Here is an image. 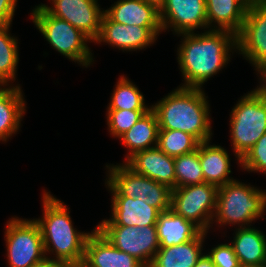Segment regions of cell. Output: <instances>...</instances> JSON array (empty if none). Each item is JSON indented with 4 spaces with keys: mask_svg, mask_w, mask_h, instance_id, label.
Here are the masks:
<instances>
[{
    "mask_svg": "<svg viewBox=\"0 0 266 267\" xmlns=\"http://www.w3.org/2000/svg\"><path fill=\"white\" fill-rule=\"evenodd\" d=\"M31 19L44 39L60 54L86 68L93 64V53L87 43L93 42L68 21L48 13L40 4L31 11Z\"/></svg>",
    "mask_w": 266,
    "mask_h": 267,
    "instance_id": "5",
    "label": "cell"
},
{
    "mask_svg": "<svg viewBox=\"0 0 266 267\" xmlns=\"http://www.w3.org/2000/svg\"><path fill=\"white\" fill-rule=\"evenodd\" d=\"M114 22L141 27H161L159 8L143 0H117L104 10Z\"/></svg>",
    "mask_w": 266,
    "mask_h": 267,
    "instance_id": "18",
    "label": "cell"
},
{
    "mask_svg": "<svg viewBox=\"0 0 266 267\" xmlns=\"http://www.w3.org/2000/svg\"><path fill=\"white\" fill-rule=\"evenodd\" d=\"M149 110H107L110 135L118 139L124 135Z\"/></svg>",
    "mask_w": 266,
    "mask_h": 267,
    "instance_id": "30",
    "label": "cell"
},
{
    "mask_svg": "<svg viewBox=\"0 0 266 267\" xmlns=\"http://www.w3.org/2000/svg\"><path fill=\"white\" fill-rule=\"evenodd\" d=\"M106 188L112 196L140 198L160 212L171 209L172 189L151 178L134 172L124 162L117 165H106Z\"/></svg>",
    "mask_w": 266,
    "mask_h": 267,
    "instance_id": "7",
    "label": "cell"
},
{
    "mask_svg": "<svg viewBox=\"0 0 266 267\" xmlns=\"http://www.w3.org/2000/svg\"><path fill=\"white\" fill-rule=\"evenodd\" d=\"M162 31L194 33L196 29H208L206 0H164L159 7ZM173 29V30H172Z\"/></svg>",
    "mask_w": 266,
    "mask_h": 267,
    "instance_id": "12",
    "label": "cell"
},
{
    "mask_svg": "<svg viewBox=\"0 0 266 267\" xmlns=\"http://www.w3.org/2000/svg\"><path fill=\"white\" fill-rule=\"evenodd\" d=\"M18 0H0V24H12Z\"/></svg>",
    "mask_w": 266,
    "mask_h": 267,
    "instance_id": "33",
    "label": "cell"
},
{
    "mask_svg": "<svg viewBox=\"0 0 266 267\" xmlns=\"http://www.w3.org/2000/svg\"><path fill=\"white\" fill-rule=\"evenodd\" d=\"M32 267H68V266L62 262L50 258H45L44 260L36 263Z\"/></svg>",
    "mask_w": 266,
    "mask_h": 267,
    "instance_id": "35",
    "label": "cell"
},
{
    "mask_svg": "<svg viewBox=\"0 0 266 267\" xmlns=\"http://www.w3.org/2000/svg\"><path fill=\"white\" fill-rule=\"evenodd\" d=\"M250 2L251 0H206L208 28L228 30L237 35L242 29Z\"/></svg>",
    "mask_w": 266,
    "mask_h": 267,
    "instance_id": "19",
    "label": "cell"
},
{
    "mask_svg": "<svg viewBox=\"0 0 266 267\" xmlns=\"http://www.w3.org/2000/svg\"><path fill=\"white\" fill-rule=\"evenodd\" d=\"M156 228L160 247H171L191 241L202 232L191 221L171 209L159 214Z\"/></svg>",
    "mask_w": 266,
    "mask_h": 267,
    "instance_id": "24",
    "label": "cell"
},
{
    "mask_svg": "<svg viewBox=\"0 0 266 267\" xmlns=\"http://www.w3.org/2000/svg\"><path fill=\"white\" fill-rule=\"evenodd\" d=\"M257 74L260 76V84L252 91L259 97L266 99V62L254 67Z\"/></svg>",
    "mask_w": 266,
    "mask_h": 267,
    "instance_id": "34",
    "label": "cell"
},
{
    "mask_svg": "<svg viewBox=\"0 0 266 267\" xmlns=\"http://www.w3.org/2000/svg\"><path fill=\"white\" fill-rule=\"evenodd\" d=\"M230 138L233 154L240 159L266 133V99L252 90L243 95L230 114Z\"/></svg>",
    "mask_w": 266,
    "mask_h": 267,
    "instance_id": "6",
    "label": "cell"
},
{
    "mask_svg": "<svg viewBox=\"0 0 266 267\" xmlns=\"http://www.w3.org/2000/svg\"><path fill=\"white\" fill-rule=\"evenodd\" d=\"M175 188L204 183V176L197 150L174 157Z\"/></svg>",
    "mask_w": 266,
    "mask_h": 267,
    "instance_id": "28",
    "label": "cell"
},
{
    "mask_svg": "<svg viewBox=\"0 0 266 267\" xmlns=\"http://www.w3.org/2000/svg\"><path fill=\"white\" fill-rule=\"evenodd\" d=\"M71 267H85L82 263L78 264V265H74V266H71Z\"/></svg>",
    "mask_w": 266,
    "mask_h": 267,
    "instance_id": "38",
    "label": "cell"
},
{
    "mask_svg": "<svg viewBox=\"0 0 266 267\" xmlns=\"http://www.w3.org/2000/svg\"><path fill=\"white\" fill-rule=\"evenodd\" d=\"M240 166L247 172L266 174V133L240 159Z\"/></svg>",
    "mask_w": 266,
    "mask_h": 267,
    "instance_id": "31",
    "label": "cell"
},
{
    "mask_svg": "<svg viewBox=\"0 0 266 267\" xmlns=\"http://www.w3.org/2000/svg\"><path fill=\"white\" fill-rule=\"evenodd\" d=\"M42 196L43 216L34 221L41 231L46 258L62 262L68 267L82 263L85 243L91 233L74 228L70 210L63 201L46 190ZM49 254L55 255L54 258Z\"/></svg>",
    "mask_w": 266,
    "mask_h": 267,
    "instance_id": "3",
    "label": "cell"
},
{
    "mask_svg": "<svg viewBox=\"0 0 266 267\" xmlns=\"http://www.w3.org/2000/svg\"><path fill=\"white\" fill-rule=\"evenodd\" d=\"M159 125L156 113L151 109L119 139L128 148L124 162L134 153L156 147Z\"/></svg>",
    "mask_w": 266,
    "mask_h": 267,
    "instance_id": "25",
    "label": "cell"
},
{
    "mask_svg": "<svg viewBox=\"0 0 266 267\" xmlns=\"http://www.w3.org/2000/svg\"><path fill=\"white\" fill-rule=\"evenodd\" d=\"M200 142L179 130H159L157 147L168 156L177 157L197 150Z\"/></svg>",
    "mask_w": 266,
    "mask_h": 267,
    "instance_id": "29",
    "label": "cell"
},
{
    "mask_svg": "<svg viewBox=\"0 0 266 267\" xmlns=\"http://www.w3.org/2000/svg\"><path fill=\"white\" fill-rule=\"evenodd\" d=\"M7 222L4 237L8 267H32L46 258L41 231L34 219L15 216Z\"/></svg>",
    "mask_w": 266,
    "mask_h": 267,
    "instance_id": "8",
    "label": "cell"
},
{
    "mask_svg": "<svg viewBox=\"0 0 266 267\" xmlns=\"http://www.w3.org/2000/svg\"><path fill=\"white\" fill-rule=\"evenodd\" d=\"M218 189V186L206 182L174 188L171 195V210L191 221L202 232L208 233L214 223L212 219Z\"/></svg>",
    "mask_w": 266,
    "mask_h": 267,
    "instance_id": "9",
    "label": "cell"
},
{
    "mask_svg": "<svg viewBox=\"0 0 266 267\" xmlns=\"http://www.w3.org/2000/svg\"><path fill=\"white\" fill-rule=\"evenodd\" d=\"M194 267H216V266L213 264L211 258L207 255V253H204L199 258Z\"/></svg>",
    "mask_w": 266,
    "mask_h": 267,
    "instance_id": "36",
    "label": "cell"
},
{
    "mask_svg": "<svg viewBox=\"0 0 266 267\" xmlns=\"http://www.w3.org/2000/svg\"><path fill=\"white\" fill-rule=\"evenodd\" d=\"M207 232H201L195 239L171 247H160L149 267H194L203 255Z\"/></svg>",
    "mask_w": 266,
    "mask_h": 267,
    "instance_id": "23",
    "label": "cell"
},
{
    "mask_svg": "<svg viewBox=\"0 0 266 267\" xmlns=\"http://www.w3.org/2000/svg\"><path fill=\"white\" fill-rule=\"evenodd\" d=\"M161 27H141L137 25H125L112 21L105 13L102 17L100 33L93 41L96 43H107L112 47L124 51H137L146 49L154 44Z\"/></svg>",
    "mask_w": 266,
    "mask_h": 267,
    "instance_id": "14",
    "label": "cell"
},
{
    "mask_svg": "<svg viewBox=\"0 0 266 267\" xmlns=\"http://www.w3.org/2000/svg\"><path fill=\"white\" fill-rule=\"evenodd\" d=\"M203 88L177 87L152 105L159 130H179L200 143L212 138L210 104Z\"/></svg>",
    "mask_w": 266,
    "mask_h": 267,
    "instance_id": "2",
    "label": "cell"
},
{
    "mask_svg": "<svg viewBox=\"0 0 266 267\" xmlns=\"http://www.w3.org/2000/svg\"><path fill=\"white\" fill-rule=\"evenodd\" d=\"M209 141L199 144V159L204 182L218 187L236 179L229 177L231 171L230 153L220 145H211Z\"/></svg>",
    "mask_w": 266,
    "mask_h": 267,
    "instance_id": "22",
    "label": "cell"
},
{
    "mask_svg": "<svg viewBox=\"0 0 266 267\" xmlns=\"http://www.w3.org/2000/svg\"><path fill=\"white\" fill-rule=\"evenodd\" d=\"M236 39L237 52L252 66L266 62V0H251Z\"/></svg>",
    "mask_w": 266,
    "mask_h": 267,
    "instance_id": "11",
    "label": "cell"
},
{
    "mask_svg": "<svg viewBox=\"0 0 266 267\" xmlns=\"http://www.w3.org/2000/svg\"><path fill=\"white\" fill-rule=\"evenodd\" d=\"M51 7L40 5L56 18L68 21L94 41L101 27L104 9L101 10L98 0H49Z\"/></svg>",
    "mask_w": 266,
    "mask_h": 267,
    "instance_id": "13",
    "label": "cell"
},
{
    "mask_svg": "<svg viewBox=\"0 0 266 267\" xmlns=\"http://www.w3.org/2000/svg\"><path fill=\"white\" fill-rule=\"evenodd\" d=\"M113 246L149 267L160 248L156 225L123 226L97 225L95 227Z\"/></svg>",
    "mask_w": 266,
    "mask_h": 267,
    "instance_id": "10",
    "label": "cell"
},
{
    "mask_svg": "<svg viewBox=\"0 0 266 267\" xmlns=\"http://www.w3.org/2000/svg\"><path fill=\"white\" fill-rule=\"evenodd\" d=\"M178 36H182L177 47V62L184 79L181 87L202 88L229 63L231 52L237 53L236 35L228 30L208 29Z\"/></svg>",
    "mask_w": 266,
    "mask_h": 267,
    "instance_id": "1",
    "label": "cell"
},
{
    "mask_svg": "<svg viewBox=\"0 0 266 267\" xmlns=\"http://www.w3.org/2000/svg\"><path fill=\"white\" fill-rule=\"evenodd\" d=\"M85 267H145L135 257L113 246L96 228L85 243Z\"/></svg>",
    "mask_w": 266,
    "mask_h": 267,
    "instance_id": "16",
    "label": "cell"
},
{
    "mask_svg": "<svg viewBox=\"0 0 266 267\" xmlns=\"http://www.w3.org/2000/svg\"><path fill=\"white\" fill-rule=\"evenodd\" d=\"M265 209V190L234 180L219 187L212 221L220 226L249 227L259 217L264 219Z\"/></svg>",
    "mask_w": 266,
    "mask_h": 267,
    "instance_id": "4",
    "label": "cell"
},
{
    "mask_svg": "<svg viewBox=\"0 0 266 267\" xmlns=\"http://www.w3.org/2000/svg\"><path fill=\"white\" fill-rule=\"evenodd\" d=\"M231 246L242 267L266 265V235L255 227H235Z\"/></svg>",
    "mask_w": 266,
    "mask_h": 267,
    "instance_id": "20",
    "label": "cell"
},
{
    "mask_svg": "<svg viewBox=\"0 0 266 267\" xmlns=\"http://www.w3.org/2000/svg\"><path fill=\"white\" fill-rule=\"evenodd\" d=\"M107 110H151L139 88L124 75L119 77Z\"/></svg>",
    "mask_w": 266,
    "mask_h": 267,
    "instance_id": "27",
    "label": "cell"
},
{
    "mask_svg": "<svg viewBox=\"0 0 266 267\" xmlns=\"http://www.w3.org/2000/svg\"><path fill=\"white\" fill-rule=\"evenodd\" d=\"M143 1L153 3V4H155L158 8H159V7L161 6V4L164 2V0H143Z\"/></svg>",
    "mask_w": 266,
    "mask_h": 267,
    "instance_id": "37",
    "label": "cell"
},
{
    "mask_svg": "<svg viewBox=\"0 0 266 267\" xmlns=\"http://www.w3.org/2000/svg\"><path fill=\"white\" fill-rule=\"evenodd\" d=\"M134 172L175 188L174 157L168 156L157 146L138 151L124 162Z\"/></svg>",
    "mask_w": 266,
    "mask_h": 267,
    "instance_id": "17",
    "label": "cell"
},
{
    "mask_svg": "<svg viewBox=\"0 0 266 267\" xmlns=\"http://www.w3.org/2000/svg\"><path fill=\"white\" fill-rule=\"evenodd\" d=\"M11 24H0V86L15 82L19 63L18 38L10 33Z\"/></svg>",
    "mask_w": 266,
    "mask_h": 267,
    "instance_id": "26",
    "label": "cell"
},
{
    "mask_svg": "<svg viewBox=\"0 0 266 267\" xmlns=\"http://www.w3.org/2000/svg\"><path fill=\"white\" fill-rule=\"evenodd\" d=\"M20 84L0 86V141L6 142L20 129L26 104Z\"/></svg>",
    "mask_w": 266,
    "mask_h": 267,
    "instance_id": "21",
    "label": "cell"
},
{
    "mask_svg": "<svg viewBox=\"0 0 266 267\" xmlns=\"http://www.w3.org/2000/svg\"><path fill=\"white\" fill-rule=\"evenodd\" d=\"M111 217L103 219L98 225L149 226L156 225L158 209L148 205L140 198L128 196L111 197Z\"/></svg>",
    "mask_w": 266,
    "mask_h": 267,
    "instance_id": "15",
    "label": "cell"
},
{
    "mask_svg": "<svg viewBox=\"0 0 266 267\" xmlns=\"http://www.w3.org/2000/svg\"><path fill=\"white\" fill-rule=\"evenodd\" d=\"M207 255L216 267H242L230 243H221L212 247Z\"/></svg>",
    "mask_w": 266,
    "mask_h": 267,
    "instance_id": "32",
    "label": "cell"
}]
</instances>
